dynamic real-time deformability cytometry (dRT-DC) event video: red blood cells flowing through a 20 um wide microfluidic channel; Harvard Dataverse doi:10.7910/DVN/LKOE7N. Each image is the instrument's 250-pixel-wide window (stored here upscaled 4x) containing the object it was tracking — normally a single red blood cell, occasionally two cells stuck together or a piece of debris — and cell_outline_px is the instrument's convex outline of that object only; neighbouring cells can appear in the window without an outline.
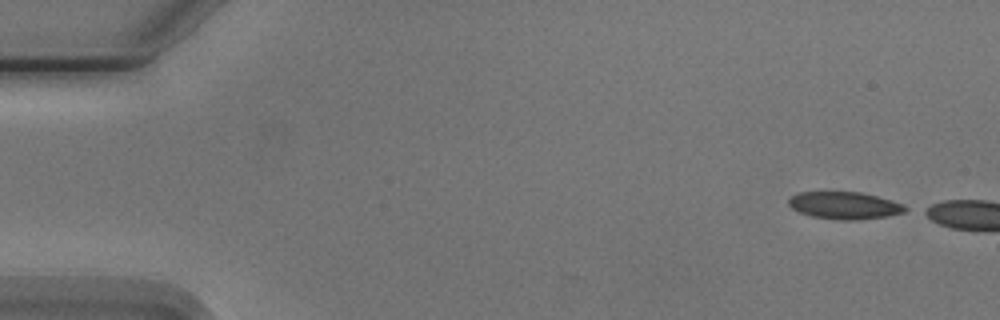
{"species": "Egyptian fruit bat (a non-hibernating species)", "species_latin": "Rousettus aegyptiacus", "temperature_condition": "cold", "stored_images_in_passage": 2, "camera_frame_rate_fps": 3000, "um_per_image_px": 0.085, "animal": {"sex": "male"}, "frame": {"image": 1, "passage_image": 1, "time_ms": 0.0, "image_size_px": [1000, 320], "cell_outline_px": [[912, 208], [904, 212], [888, 216], [856, 220], [840, 220], [812, 216], [800, 212], [792, 208], [788, 204], [788, 196], [800, 192], [860, 192], [892, 200], [904, 204]], "centroid_in_image_um": [71.81, 17.46], "position_along_channel_um": 13.2, "area_um2": 18.67}}